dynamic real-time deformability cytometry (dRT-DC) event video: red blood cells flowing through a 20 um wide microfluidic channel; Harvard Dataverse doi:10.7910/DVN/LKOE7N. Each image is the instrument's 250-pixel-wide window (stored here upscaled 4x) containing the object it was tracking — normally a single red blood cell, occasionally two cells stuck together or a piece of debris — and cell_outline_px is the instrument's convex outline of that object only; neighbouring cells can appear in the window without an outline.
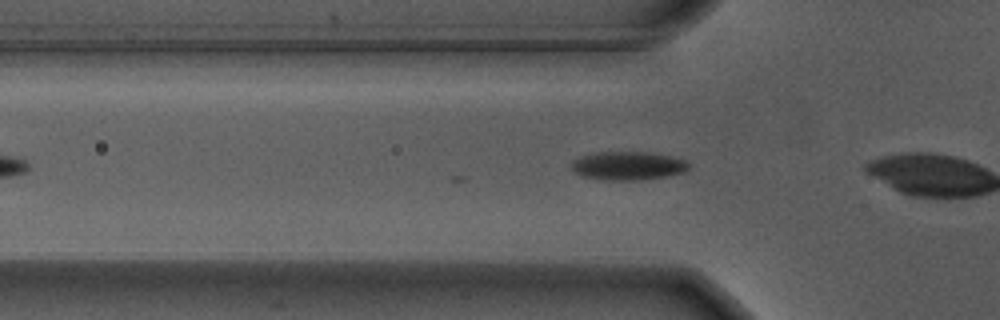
{"species": "Egyptian fruit bat (a non-hibernating species)", "species_latin": "Rousettus aegyptiacus", "temperature_condition": "warm", "stored_images_in_passage": 4, "camera_frame_rate_fps": 3000, "um_per_image_px": 0.085, "animal": {"sex": "male"}, "frame": {"image": 1, "passage_image": 4, "time_ms": 1.0, "image_size_px": [1000, 320], "cell_outline_px": [[692, 164], [684, 172], [668, 176], [636, 180], [608, 180], [584, 176], [576, 172], [572, 168], [572, 160], [580, 156], [596, 152], [648, 152], [672, 156], [684, 160]], "centroid_in_image_um": [53.41, 14.08], "position_along_channel_um": 72.4, "area_um2": 19.42}}